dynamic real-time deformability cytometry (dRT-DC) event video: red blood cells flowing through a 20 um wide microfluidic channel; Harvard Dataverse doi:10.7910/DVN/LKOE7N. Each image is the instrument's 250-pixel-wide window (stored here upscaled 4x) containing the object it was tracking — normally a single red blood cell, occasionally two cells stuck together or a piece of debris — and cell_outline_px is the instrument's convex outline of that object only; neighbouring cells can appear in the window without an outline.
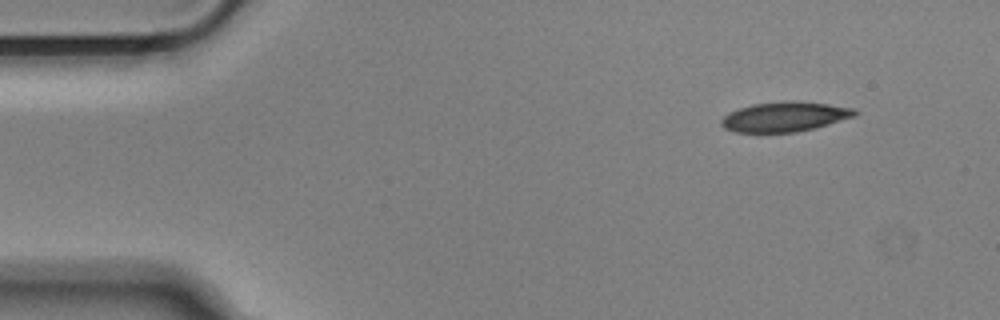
{"species": "Egyptian fruit bat (a non-hibernating species)", "species_latin": "Rousettus aegyptiacus", "temperature_condition": "cold", "stored_images_in_passage": 50, "camera_frame_rate_fps": 3000, "um_per_image_px": 0.085, "animal": {"sex": "male"}, "frame": {"image": 1, "passage_image": 1, "time_ms": 0.0, "image_size_px": [1000, 320], "cell_outline_px": [[860, 112], [856, 116], [816, 128], [796, 132], [736, 132], [724, 128], [720, 124], [720, 120], [728, 112], [752, 104], [784, 100], [800, 100], [856, 108]], "centroid_in_image_um": [66.74, 9.9], "position_along_channel_um": 18.3, "area_um2": 23.64}}
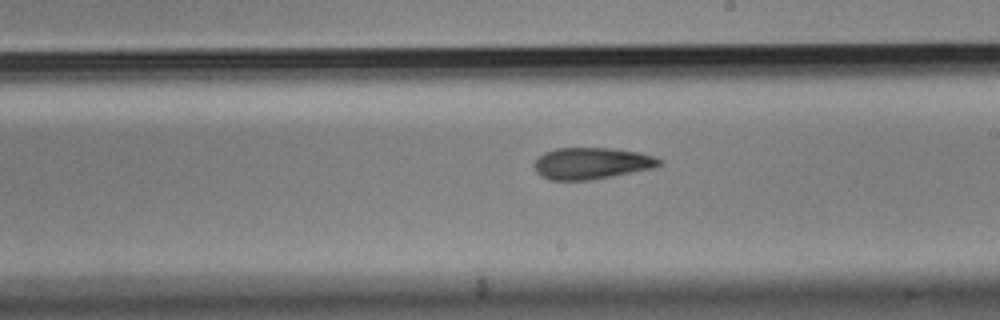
{"frame": {"image": 2, "passage_image": 26, "time_ms": 8.333, "image_size_px": [1000, 320], "cell_outline_px": [[664, 164], [652, 168], [592, 180], [548, 180], [540, 176], [536, 172], [532, 164], [536, 156], [544, 152], [556, 148], [612, 148], [640, 152], [664, 160]], "centroid_in_image_um": [50.24, 13.88], "position_along_channel_um": 238.8, "area_um2": 23.41}}
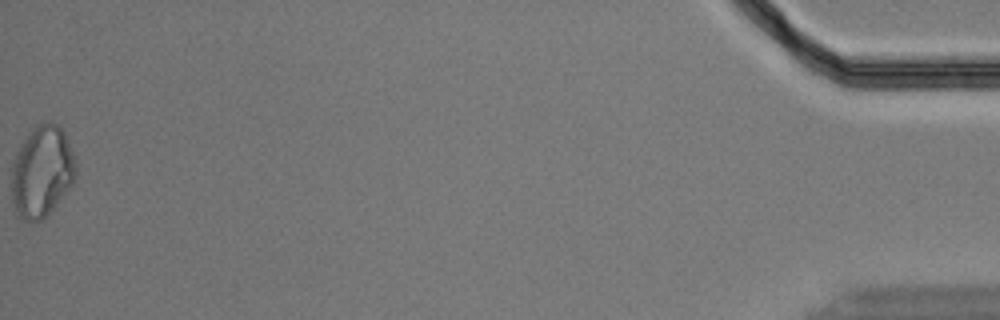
{"frame": {"image": 3, "passage_image": 50, "time_ms": 16.333, "image_size_px": [1000, 320], "cell_outline_px": [[76, 176], [72, 184], [48, 216], [40, 220], [20, 220], [16, 216], [12, 204], [12, 164], [16, 152], [24, 136], [36, 124], [48, 120], [56, 124], [64, 132], [76, 156]], "centroid_in_image_um": [3.56, 14.57], "position_along_channel_um": 431.6, "area_um2": 34.97}, "authors_computed_cell_mechanics": {"area_um2": 23.8714, "velocity_mm_per_s": 3.6649, "shape_relaxation_time_tau1_ms": null, "shape_relaxation_time_tau2_ms": 5.6872, "deformation_change_tau1": null, "deformation_change_tau2": 0.1283}}